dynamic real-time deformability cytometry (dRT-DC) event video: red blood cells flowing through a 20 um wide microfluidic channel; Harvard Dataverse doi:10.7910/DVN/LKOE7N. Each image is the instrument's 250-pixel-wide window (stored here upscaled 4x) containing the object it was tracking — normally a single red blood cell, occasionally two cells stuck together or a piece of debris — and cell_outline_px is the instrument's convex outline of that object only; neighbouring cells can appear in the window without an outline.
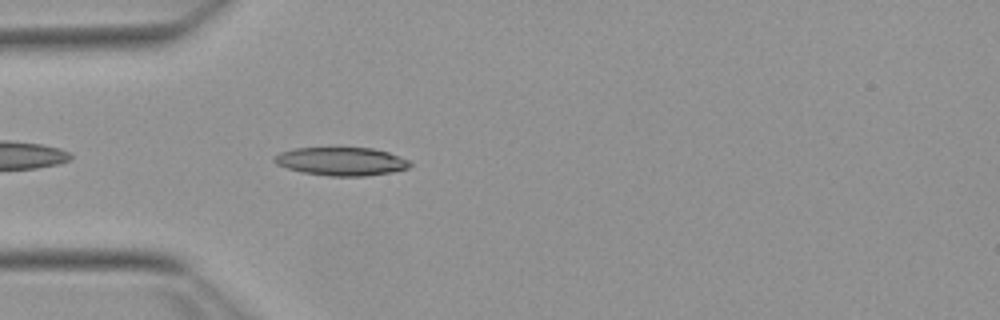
{"species": "Egyptian fruit bat (a non-hibernating species)", "species_latin": "Rousettus aegyptiacus", "temperature_condition": "warm", "stored_images_in_passage": 6, "camera_frame_rate_fps": 3000, "um_per_image_px": 0.085, "animal": {"sex": "female"}, "frame": {"image": 1, "passage_image": 3, "time_ms": 0.667, "image_size_px": [1000, 320], "cell_outline_px": [[412, 164], [408, 168], [392, 172], [364, 176], [332, 176], [304, 172], [288, 168], [276, 164], [272, 160], [272, 156], [280, 152], [296, 148], [372, 148], [388, 152], [408, 160]], "centroid_in_image_um": [28.99, 13.71], "position_along_channel_um": 56.0, "area_um2": 22.2}}